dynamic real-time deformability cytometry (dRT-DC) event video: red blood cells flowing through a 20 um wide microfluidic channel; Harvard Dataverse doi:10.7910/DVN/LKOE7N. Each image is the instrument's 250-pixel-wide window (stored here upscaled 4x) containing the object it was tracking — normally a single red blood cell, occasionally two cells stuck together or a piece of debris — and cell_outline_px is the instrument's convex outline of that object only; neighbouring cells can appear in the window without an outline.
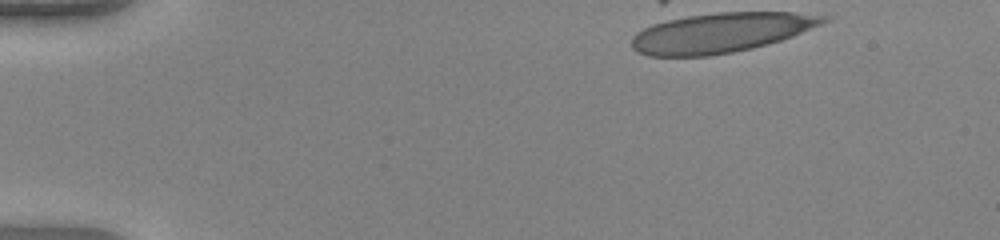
{"species": "human", "species_latin": "Homo sapiens", "temperature_condition": "warm", "stored_images_in_passage": 1, "camera_frame_rate_fps": 3000, "um_per_image_px": 0.085, "donor": {"sex": "female"}, "frame": {"image": 1, "passage_image": 1, "time_ms": 0.0, "image_size_px": [1000, 240], "cell_outline_px": [[832, 20], [792, 36], [780, 40], [752, 48], [732, 52], [708, 56], [648, 56], [636, 52], [632, 48], [632, 36], [636, 32], [668, 16], [716, 12], [792, 12], [832, 16]], "centroid_in_image_um": [61.22, 2.75], "position_along_channel_um": 23.8, "area_um2": 45.26}}